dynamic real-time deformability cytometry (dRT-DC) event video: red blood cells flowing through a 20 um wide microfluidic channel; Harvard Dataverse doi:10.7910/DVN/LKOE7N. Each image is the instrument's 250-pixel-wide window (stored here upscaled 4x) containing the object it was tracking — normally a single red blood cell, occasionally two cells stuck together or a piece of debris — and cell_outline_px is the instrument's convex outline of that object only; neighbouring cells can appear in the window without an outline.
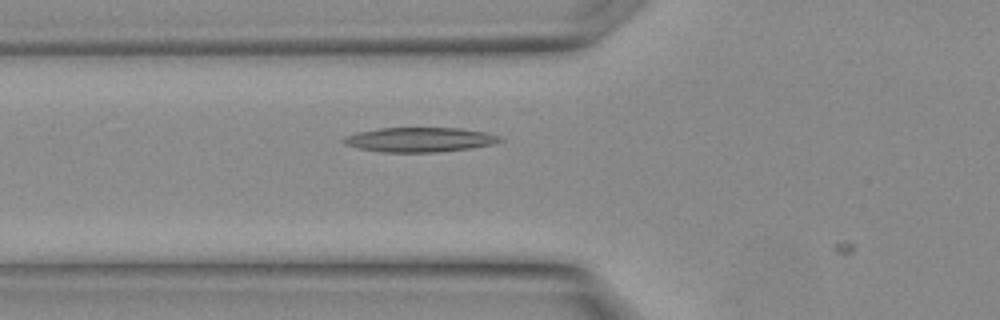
{"species": "Egyptian fruit bat (a non-hibernating species)", "species_latin": "Rousettus aegyptiacus", "temperature_condition": "warm", "stored_images_in_passage": 3, "camera_frame_rate_fps": 3000, "um_per_image_px": 0.085, "animal": {"sex": "female"}, "frame": {"image": 1, "passage_image": 2, "time_ms": 0.333, "image_size_px": [1000, 320], "cell_outline_px": [[504, 140], [492, 144], [468, 148], [436, 152], [384, 152], [360, 148], [344, 144], [340, 140], [356, 132], [380, 128], [460, 128], [484, 132], [500, 136]], "centroid_in_image_um": [35.66, 11.86], "position_along_channel_um": 90.1, "area_um2": 22.14}}